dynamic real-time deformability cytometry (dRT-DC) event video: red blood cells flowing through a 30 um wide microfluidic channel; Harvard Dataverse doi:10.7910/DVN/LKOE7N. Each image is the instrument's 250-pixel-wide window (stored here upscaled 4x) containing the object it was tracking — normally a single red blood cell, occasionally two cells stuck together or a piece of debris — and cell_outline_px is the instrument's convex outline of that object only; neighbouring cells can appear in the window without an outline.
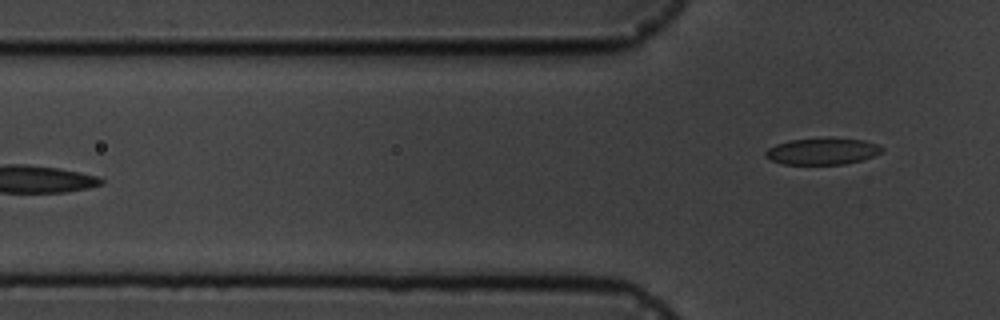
{"species": "common noctule bat (a hibernating species)", "species_latin": "Nyctalus noctula", "temperature_condition": "cold", "stored_images_in_passage": 5, "camera_frame_rate_fps": 3000, "um_per_image_px": 0.085, "animal": {"sex": "male", "body_mass_g": 19.5, "forearm_length_mm": 54.6}, "frame": {"image": 1, "passage_image": 5, "time_ms": 4.667, "image_size_px": [1000, 320], "cell_outline_px": [[884, 148], [880, 152], [872, 156], [860, 160], [844, 164], [784, 164], [772, 160], [764, 156], [764, 152], [768, 148], [776, 144], [792, 140], [828, 136], [864, 140], [876, 144]], "centroid_in_image_um": [69.88, 12.83], "position_along_channel_um": 55.9, "area_um2": 18.21}}